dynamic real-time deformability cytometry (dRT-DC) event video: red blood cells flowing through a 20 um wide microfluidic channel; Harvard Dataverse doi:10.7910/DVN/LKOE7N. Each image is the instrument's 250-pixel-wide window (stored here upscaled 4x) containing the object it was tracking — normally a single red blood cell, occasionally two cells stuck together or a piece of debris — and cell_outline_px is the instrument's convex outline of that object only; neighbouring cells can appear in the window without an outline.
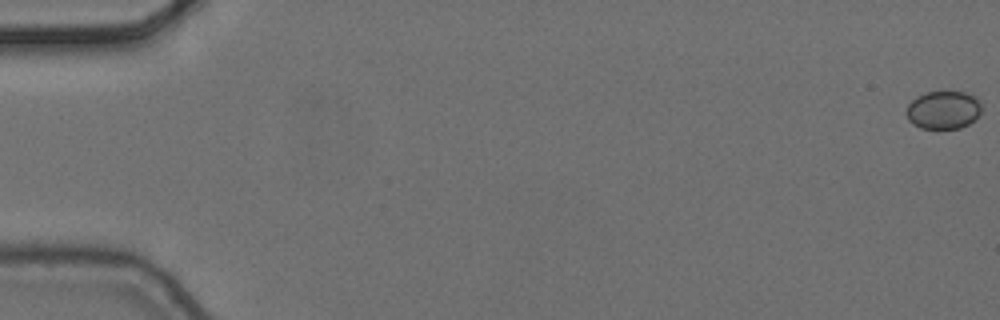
{"species": "common noctule bat (a hibernating species)", "species_latin": "Nyctalus noctula", "temperature_condition": "cold", "stored_images_in_passage": 5, "camera_frame_rate_fps": 3000, "um_per_image_px": 0.085, "animal": {"sex": "female", "body_mass_g": 24.6, "forearm_length_mm": 56.2}, "frame": {"image": 1, "passage_image": 1, "time_ms": 0.0, "image_size_px": [1000, 320], "cell_outline_px": [[980, 112], [968, 124], [960, 128], [920, 128], [912, 124], [908, 120], [904, 112], [908, 104], [916, 96], [924, 92], [964, 92], [976, 96], [980, 104]], "centroid_in_image_um": [80.12, 9.34], "position_along_channel_um": 4.9, "area_um2": 16.7}}
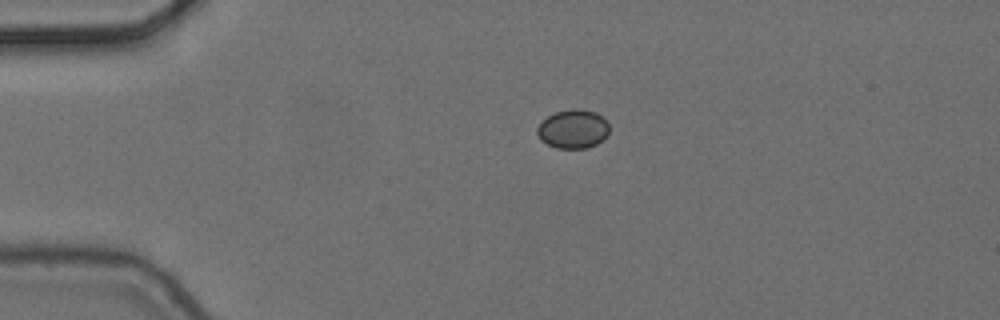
{"frame": {"image": 2, "passage_image": 4, "time_ms": 1.0, "image_size_px": [1000, 320], "cell_outline_px": [[608, 136], [596, 144], [588, 148], [556, 148], [540, 140], [536, 132], [536, 128], [548, 116], [556, 112], [572, 108], [576, 108], [596, 112], [604, 116], [608, 120]], "centroid_in_image_um": [48.74, 10.96], "position_along_channel_um": 36.3, "area_um2": 16.47}}